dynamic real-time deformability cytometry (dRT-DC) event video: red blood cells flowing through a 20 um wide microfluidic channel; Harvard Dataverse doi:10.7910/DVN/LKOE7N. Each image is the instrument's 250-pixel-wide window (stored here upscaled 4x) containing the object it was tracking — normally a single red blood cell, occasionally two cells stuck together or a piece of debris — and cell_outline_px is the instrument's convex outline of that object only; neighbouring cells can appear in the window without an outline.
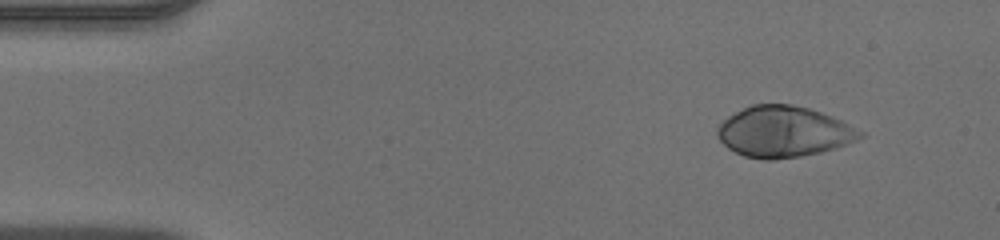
{"species": "human", "species_latin": "Homo sapiens", "temperature_condition": "warm", "stored_images_in_passage": 20, "camera_frame_rate_fps": 3000, "um_per_image_px": 0.085, "donor": {"sex": "male"}, "frame": {"image": 1, "passage_image": 1, "time_ms": 0.0, "image_size_px": [1000, 240], "cell_outline_px": [[864, 136], [856, 140], [820, 152], [800, 156], [772, 160], [764, 160], [744, 156], [728, 148], [716, 136], [716, 128], [728, 116], [752, 104], [792, 104], [808, 108], [832, 116], [864, 132]], "centroid_in_image_um": [66.58, 11.19], "position_along_channel_um": 18.4, "area_um2": 42.08}}
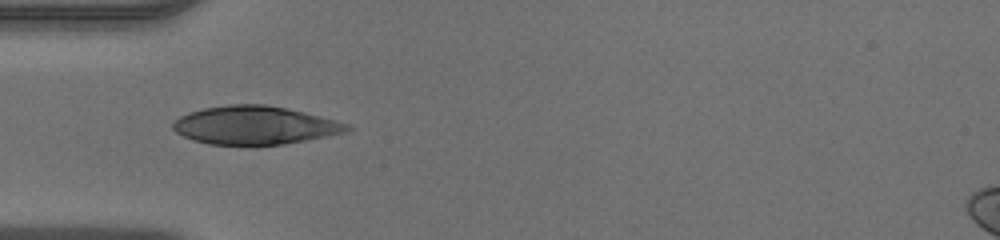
{"frame": {"image": 2, "passage_image": 11, "time_ms": 3.333, "image_size_px": [1000, 240], "cell_outline_px": [[352, 128], [348, 132], [328, 136], [284, 144], [208, 144], [184, 136], [176, 132], [172, 128], [172, 124], [180, 116], [188, 112], [204, 108], [228, 104], [264, 104], [304, 112], [352, 124]], "centroid_in_image_um": [21.7, 10.64], "position_along_channel_um": 63.3, "area_um2": 38.67}}
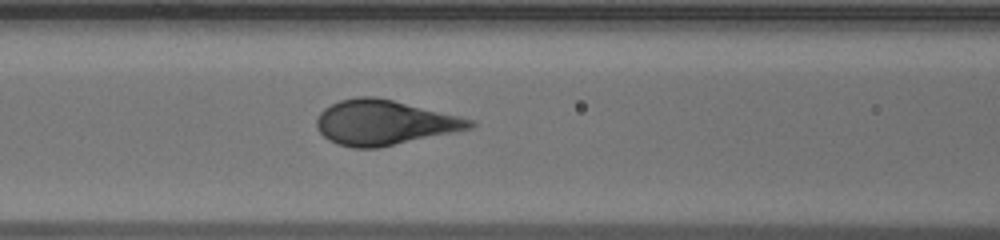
{"frame": {"image": 3, "passage_image": 16, "time_ms": 5.0, "image_size_px": [1000, 240], "cell_outline_px": [[476, 124], [472, 128], [376, 148], [352, 148], [328, 140], [316, 128], [316, 120], [320, 112], [324, 108], [340, 100], [356, 96], [372, 96], [392, 100], [476, 120]], "centroid_in_image_um": [32.63, 10.41], "position_along_channel_um": 134.0, "area_um2": 39.71}}